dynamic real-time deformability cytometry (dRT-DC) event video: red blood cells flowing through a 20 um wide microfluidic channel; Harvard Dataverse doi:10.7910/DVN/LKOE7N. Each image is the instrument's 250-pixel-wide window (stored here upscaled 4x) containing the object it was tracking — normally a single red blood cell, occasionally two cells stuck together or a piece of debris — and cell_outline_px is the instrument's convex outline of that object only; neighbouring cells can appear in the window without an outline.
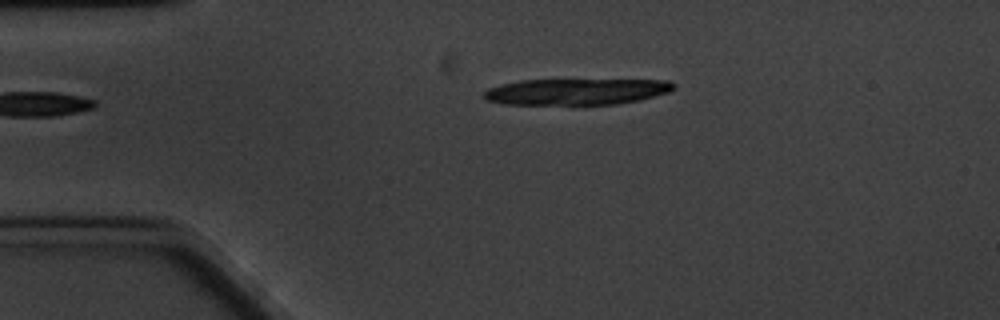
{"species": "common noctule bat (a hibernating species)", "species_latin": "Nyctalus noctula", "temperature_condition": "cold", "stored_images_in_passage": 2, "camera_frame_rate_fps": 3000, "um_per_image_px": 0.085, "animal": {"sex": "male", "body_mass_g": 20.1, "forearm_length_mm": 53.5}, "frame": {"image": 1, "passage_image": 2, "time_ms": 1.333, "image_size_px": [1000, 320], "cell_outline_px": [[676, 88], [668, 92], [640, 100], [616, 104], [584, 108], [504, 104], [484, 100], [484, 92], [488, 88], [520, 80], [668, 80], [676, 84]], "centroid_in_image_um": [48.97, 7.85], "position_along_channel_um": 36.0, "area_um2": 30.52}}